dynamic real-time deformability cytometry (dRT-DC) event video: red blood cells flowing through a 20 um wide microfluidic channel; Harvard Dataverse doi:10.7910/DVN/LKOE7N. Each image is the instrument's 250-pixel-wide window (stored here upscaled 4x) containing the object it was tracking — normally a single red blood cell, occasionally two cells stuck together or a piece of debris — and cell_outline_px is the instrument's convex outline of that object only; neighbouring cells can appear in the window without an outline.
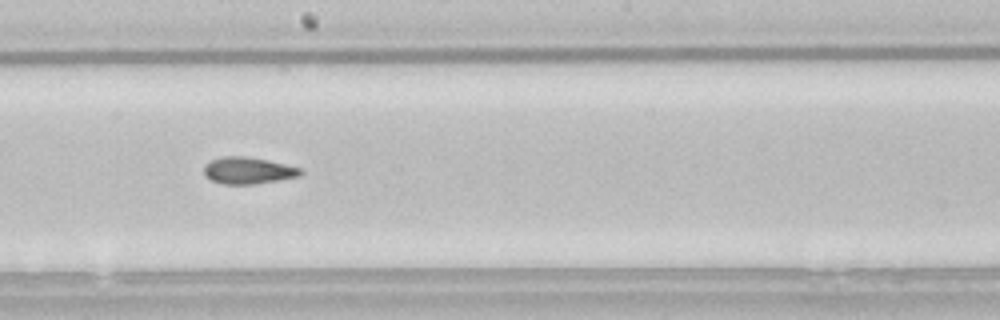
{"species": "common noctule bat (a hibernating species)", "species_latin": "Nyctalus noctula", "temperature_condition": "room temperature", "stored_images_in_passage": 44, "camera_frame_rate_fps": 3000, "um_per_image_px": 0.085, "animal": {"sex": "male", "body_mass_g": 21.5, "forearm_length_mm": 52.0}, "frame": {"image": 1, "passage_image": 19, "time_ms": 6.0, "image_size_px": [1000, 320], "cell_outline_px": [[304, 172], [300, 176], [256, 184], [224, 184], [212, 180], [204, 176], [204, 164], [212, 160], [224, 156], [244, 156], [284, 164], [300, 168]], "centroid_in_image_um": [21.07, 14.5], "position_along_channel_um": 227.1, "area_um2": 14.91}}
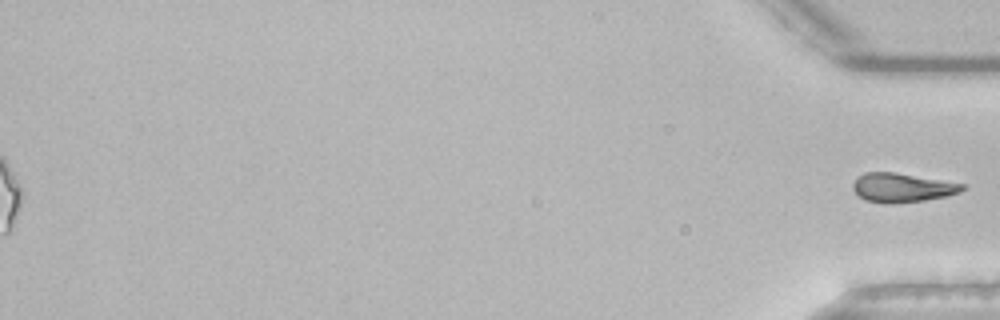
{"frame": {"image": 2, "passage_image": 44, "time_ms": 14.333, "image_size_px": [1000, 320], "cell_outline_px": [[968, 188], [960, 192], [944, 196], [924, 200], [888, 204], [884, 204], [864, 200], [852, 188], [852, 184], [856, 176], [864, 172], [892, 172], [964, 184]], "centroid_in_image_um": [76.63, 15.95], "position_along_channel_um": 358.6, "area_um2": 18.44}}